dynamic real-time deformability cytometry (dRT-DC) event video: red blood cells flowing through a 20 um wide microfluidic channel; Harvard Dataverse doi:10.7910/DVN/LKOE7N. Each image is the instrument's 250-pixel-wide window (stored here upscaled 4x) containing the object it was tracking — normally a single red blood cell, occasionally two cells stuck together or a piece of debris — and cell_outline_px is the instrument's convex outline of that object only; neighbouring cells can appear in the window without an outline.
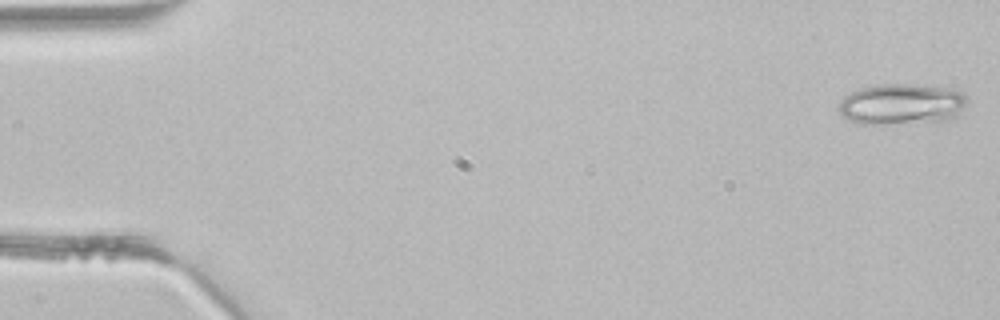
{"species": "common noctule bat (a hibernating species)", "species_latin": "Nyctalus noctula", "temperature_condition": "room temperature", "stored_images_in_passage": 3, "segment_of_instrument_passage": [2, 2], "camera_frame_rate_fps": 3000, "um_per_image_px": 0.085, "animal": {"sex": "male", "body_mass_g": 21.5, "forearm_length_mm": 52.0}, "frame": {"image": 1, "passage_image": 3, "time_ms": 0.667, "image_size_px": [1000, 320], "cell_outline_px": [[968, 100], [956, 116], [948, 120], [888, 124], [856, 124], [840, 116], [836, 108], [840, 100], [844, 96], [856, 88], [880, 84], [912, 84], [952, 88], [964, 92]], "centroid_in_image_um": [76.57, 8.85], "position_along_channel_um": 8.4, "area_um2": 31.27}}